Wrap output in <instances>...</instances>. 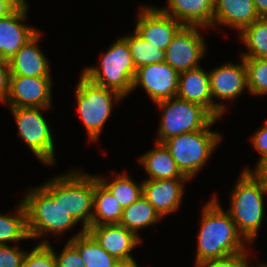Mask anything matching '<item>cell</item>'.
Listing matches in <instances>:
<instances>
[{
    "instance_id": "6da1fadb",
    "label": "cell",
    "mask_w": 267,
    "mask_h": 267,
    "mask_svg": "<svg viewBox=\"0 0 267 267\" xmlns=\"http://www.w3.org/2000/svg\"><path fill=\"white\" fill-rule=\"evenodd\" d=\"M25 194L21 201L26 209L31 240L39 238V244H49V234L61 236L77 226L78 222L62 206V174L28 188Z\"/></svg>"
},
{
    "instance_id": "7a4b0ae2",
    "label": "cell",
    "mask_w": 267,
    "mask_h": 267,
    "mask_svg": "<svg viewBox=\"0 0 267 267\" xmlns=\"http://www.w3.org/2000/svg\"><path fill=\"white\" fill-rule=\"evenodd\" d=\"M213 196L201 209L195 262L250 251V244L238 232L235 222L222 208V204L220 205L219 196Z\"/></svg>"
},
{
    "instance_id": "3957f363",
    "label": "cell",
    "mask_w": 267,
    "mask_h": 267,
    "mask_svg": "<svg viewBox=\"0 0 267 267\" xmlns=\"http://www.w3.org/2000/svg\"><path fill=\"white\" fill-rule=\"evenodd\" d=\"M234 184L227 212L238 232L253 245L265 217L267 181L259 171L242 170Z\"/></svg>"
},
{
    "instance_id": "277c9868",
    "label": "cell",
    "mask_w": 267,
    "mask_h": 267,
    "mask_svg": "<svg viewBox=\"0 0 267 267\" xmlns=\"http://www.w3.org/2000/svg\"><path fill=\"white\" fill-rule=\"evenodd\" d=\"M115 40L101 54L97 66H86L81 74L95 85L114 89L126 98L132 92L136 67L128 40L124 36Z\"/></svg>"
},
{
    "instance_id": "5b68a950",
    "label": "cell",
    "mask_w": 267,
    "mask_h": 267,
    "mask_svg": "<svg viewBox=\"0 0 267 267\" xmlns=\"http://www.w3.org/2000/svg\"><path fill=\"white\" fill-rule=\"evenodd\" d=\"M77 112L85 127L88 141H97L113 112V105L125 97L114 89L104 88L92 83L83 74L75 85Z\"/></svg>"
},
{
    "instance_id": "8992f818",
    "label": "cell",
    "mask_w": 267,
    "mask_h": 267,
    "mask_svg": "<svg viewBox=\"0 0 267 267\" xmlns=\"http://www.w3.org/2000/svg\"><path fill=\"white\" fill-rule=\"evenodd\" d=\"M216 121L205 129L184 133L162 142L177 167L190 180L210 161L211 155L223 140L220 132L211 130Z\"/></svg>"
},
{
    "instance_id": "52a82bcc",
    "label": "cell",
    "mask_w": 267,
    "mask_h": 267,
    "mask_svg": "<svg viewBox=\"0 0 267 267\" xmlns=\"http://www.w3.org/2000/svg\"><path fill=\"white\" fill-rule=\"evenodd\" d=\"M155 104L161 111L156 132L157 143L184 133L205 129L214 123V120H219L203 106L177 96Z\"/></svg>"
},
{
    "instance_id": "ba28073f",
    "label": "cell",
    "mask_w": 267,
    "mask_h": 267,
    "mask_svg": "<svg viewBox=\"0 0 267 267\" xmlns=\"http://www.w3.org/2000/svg\"><path fill=\"white\" fill-rule=\"evenodd\" d=\"M17 126V134L21 141L33 152L37 160L44 165H55V136L52 126L45 116L44 110L50 108H8ZM52 129V130H51Z\"/></svg>"
},
{
    "instance_id": "9c48e42d",
    "label": "cell",
    "mask_w": 267,
    "mask_h": 267,
    "mask_svg": "<svg viewBox=\"0 0 267 267\" xmlns=\"http://www.w3.org/2000/svg\"><path fill=\"white\" fill-rule=\"evenodd\" d=\"M94 203V174L71 169L62 174V206L87 231Z\"/></svg>"
},
{
    "instance_id": "30bf717a",
    "label": "cell",
    "mask_w": 267,
    "mask_h": 267,
    "mask_svg": "<svg viewBox=\"0 0 267 267\" xmlns=\"http://www.w3.org/2000/svg\"><path fill=\"white\" fill-rule=\"evenodd\" d=\"M241 62L225 63L210 70V92L212 96V115L216 119L225 116L227 106L223 102H234L244 90L248 92L247 72L244 58L239 57ZM218 100V102L216 100ZM223 102H222V101Z\"/></svg>"
},
{
    "instance_id": "8fae6325",
    "label": "cell",
    "mask_w": 267,
    "mask_h": 267,
    "mask_svg": "<svg viewBox=\"0 0 267 267\" xmlns=\"http://www.w3.org/2000/svg\"><path fill=\"white\" fill-rule=\"evenodd\" d=\"M201 29V30H200ZM198 26H183L165 50V62L178 73L200 67L206 56L207 45L202 30Z\"/></svg>"
},
{
    "instance_id": "7c38bea8",
    "label": "cell",
    "mask_w": 267,
    "mask_h": 267,
    "mask_svg": "<svg viewBox=\"0 0 267 267\" xmlns=\"http://www.w3.org/2000/svg\"><path fill=\"white\" fill-rule=\"evenodd\" d=\"M53 76L10 75L8 108L52 107Z\"/></svg>"
},
{
    "instance_id": "4fadbf2b",
    "label": "cell",
    "mask_w": 267,
    "mask_h": 267,
    "mask_svg": "<svg viewBox=\"0 0 267 267\" xmlns=\"http://www.w3.org/2000/svg\"><path fill=\"white\" fill-rule=\"evenodd\" d=\"M179 73L168 63H152L136 69L132 92L141 87L152 102L168 100L177 96Z\"/></svg>"
},
{
    "instance_id": "5bb4252c",
    "label": "cell",
    "mask_w": 267,
    "mask_h": 267,
    "mask_svg": "<svg viewBox=\"0 0 267 267\" xmlns=\"http://www.w3.org/2000/svg\"><path fill=\"white\" fill-rule=\"evenodd\" d=\"M138 10L134 31L153 46L166 50L183 25L152 4Z\"/></svg>"
},
{
    "instance_id": "9a60e30c",
    "label": "cell",
    "mask_w": 267,
    "mask_h": 267,
    "mask_svg": "<svg viewBox=\"0 0 267 267\" xmlns=\"http://www.w3.org/2000/svg\"><path fill=\"white\" fill-rule=\"evenodd\" d=\"M29 4L25 0L12 14L0 19V59L9 60L40 30L24 24Z\"/></svg>"
},
{
    "instance_id": "2e32d148",
    "label": "cell",
    "mask_w": 267,
    "mask_h": 267,
    "mask_svg": "<svg viewBox=\"0 0 267 267\" xmlns=\"http://www.w3.org/2000/svg\"><path fill=\"white\" fill-rule=\"evenodd\" d=\"M87 231L118 261H133L131 253L143 240L120 224L91 225Z\"/></svg>"
},
{
    "instance_id": "e0dca14e",
    "label": "cell",
    "mask_w": 267,
    "mask_h": 267,
    "mask_svg": "<svg viewBox=\"0 0 267 267\" xmlns=\"http://www.w3.org/2000/svg\"><path fill=\"white\" fill-rule=\"evenodd\" d=\"M189 178L166 180H143L142 195L153 205L159 215L165 219L170 213L177 212L183 202L184 185Z\"/></svg>"
},
{
    "instance_id": "ac0fdd59",
    "label": "cell",
    "mask_w": 267,
    "mask_h": 267,
    "mask_svg": "<svg viewBox=\"0 0 267 267\" xmlns=\"http://www.w3.org/2000/svg\"><path fill=\"white\" fill-rule=\"evenodd\" d=\"M41 30L9 59L10 75L26 77L51 76L49 58L39 47Z\"/></svg>"
},
{
    "instance_id": "d6986e66",
    "label": "cell",
    "mask_w": 267,
    "mask_h": 267,
    "mask_svg": "<svg viewBox=\"0 0 267 267\" xmlns=\"http://www.w3.org/2000/svg\"><path fill=\"white\" fill-rule=\"evenodd\" d=\"M259 18L253 0H214L213 29L229 27L240 34Z\"/></svg>"
},
{
    "instance_id": "ffe728a7",
    "label": "cell",
    "mask_w": 267,
    "mask_h": 267,
    "mask_svg": "<svg viewBox=\"0 0 267 267\" xmlns=\"http://www.w3.org/2000/svg\"><path fill=\"white\" fill-rule=\"evenodd\" d=\"M167 6L157 7L183 26L213 29L214 0H166Z\"/></svg>"
},
{
    "instance_id": "44dd1931",
    "label": "cell",
    "mask_w": 267,
    "mask_h": 267,
    "mask_svg": "<svg viewBox=\"0 0 267 267\" xmlns=\"http://www.w3.org/2000/svg\"><path fill=\"white\" fill-rule=\"evenodd\" d=\"M177 97L199 104L212 114L209 71L200 66L179 73Z\"/></svg>"
},
{
    "instance_id": "7402d4cb",
    "label": "cell",
    "mask_w": 267,
    "mask_h": 267,
    "mask_svg": "<svg viewBox=\"0 0 267 267\" xmlns=\"http://www.w3.org/2000/svg\"><path fill=\"white\" fill-rule=\"evenodd\" d=\"M137 162L148 175V178L144 180L188 178L177 167L176 162L162 143L155 142V147L140 155Z\"/></svg>"
},
{
    "instance_id": "603a6c76",
    "label": "cell",
    "mask_w": 267,
    "mask_h": 267,
    "mask_svg": "<svg viewBox=\"0 0 267 267\" xmlns=\"http://www.w3.org/2000/svg\"><path fill=\"white\" fill-rule=\"evenodd\" d=\"M67 240L78 249L84 267H115L120 262L104 250L83 228Z\"/></svg>"
},
{
    "instance_id": "cb8c5ba5",
    "label": "cell",
    "mask_w": 267,
    "mask_h": 267,
    "mask_svg": "<svg viewBox=\"0 0 267 267\" xmlns=\"http://www.w3.org/2000/svg\"><path fill=\"white\" fill-rule=\"evenodd\" d=\"M123 207L94 174V203L91 225L119 224Z\"/></svg>"
},
{
    "instance_id": "d4e9b609",
    "label": "cell",
    "mask_w": 267,
    "mask_h": 267,
    "mask_svg": "<svg viewBox=\"0 0 267 267\" xmlns=\"http://www.w3.org/2000/svg\"><path fill=\"white\" fill-rule=\"evenodd\" d=\"M163 218L153 205L142 195L130 206L123 208L120 225L135 233L143 240L140 230L159 223Z\"/></svg>"
},
{
    "instance_id": "484cf974",
    "label": "cell",
    "mask_w": 267,
    "mask_h": 267,
    "mask_svg": "<svg viewBox=\"0 0 267 267\" xmlns=\"http://www.w3.org/2000/svg\"><path fill=\"white\" fill-rule=\"evenodd\" d=\"M113 176L112 179V177L109 178L99 174L96 175V178L111 192L123 208L130 206L142 196L143 181L138 184L125 171Z\"/></svg>"
},
{
    "instance_id": "4316f807",
    "label": "cell",
    "mask_w": 267,
    "mask_h": 267,
    "mask_svg": "<svg viewBox=\"0 0 267 267\" xmlns=\"http://www.w3.org/2000/svg\"><path fill=\"white\" fill-rule=\"evenodd\" d=\"M15 209V213L7 215L0 213V244L16 245L24 240H30L27 228V213L22 201Z\"/></svg>"
},
{
    "instance_id": "83f0119b",
    "label": "cell",
    "mask_w": 267,
    "mask_h": 267,
    "mask_svg": "<svg viewBox=\"0 0 267 267\" xmlns=\"http://www.w3.org/2000/svg\"><path fill=\"white\" fill-rule=\"evenodd\" d=\"M238 35L247 49L240 57L267 58V17L254 21Z\"/></svg>"
},
{
    "instance_id": "f1b7e54d",
    "label": "cell",
    "mask_w": 267,
    "mask_h": 267,
    "mask_svg": "<svg viewBox=\"0 0 267 267\" xmlns=\"http://www.w3.org/2000/svg\"><path fill=\"white\" fill-rule=\"evenodd\" d=\"M124 37L128 40L136 69L147 64L165 62V50L153 46L135 31Z\"/></svg>"
},
{
    "instance_id": "f546056e",
    "label": "cell",
    "mask_w": 267,
    "mask_h": 267,
    "mask_svg": "<svg viewBox=\"0 0 267 267\" xmlns=\"http://www.w3.org/2000/svg\"><path fill=\"white\" fill-rule=\"evenodd\" d=\"M248 93L252 96L267 95V58H244Z\"/></svg>"
},
{
    "instance_id": "4dcf8cb0",
    "label": "cell",
    "mask_w": 267,
    "mask_h": 267,
    "mask_svg": "<svg viewBox=\"0 0 267 267\" xmlns=\"http://www.w3.org/2000/svg\"><path fill=\"white\" fill-rule=\"evenodd\" d=\"M22 267H57L54 250L48 244H39L27 251Z\"/></svg>"
},
{
    "instance_id": "1f68e13d",
    "label": "cell",
    "mask_w": 267,
    "mask_h": 267,
    "mask_svg": "<svg viewBox=\"0 0 267 267\" xmlns=\"http://www.w3.org/2000/svg\"><path fill=\"white\" fill-rule=\"evenodd\" d=\"M250 253L251 251H244L223 258L194 262L193 267H257L254 260H251ZM249 260H251L253 264Z\"/></svg>"
},
{
    "instance_id": "d6a6232c",
    "label": "cell",
    "mask_w": 267,
    "mask_h": 267,
    "mask_svg": "<svg viewBox=\"0 0 267 267\" xmlns=\"http://www.w3.org/2000/svg\"><path fill=\"white\" fill-rule=\"evenodd\" d=\"M250 141L256 152L260 154V157L253 169L250 166H246L245 168L243 167V170L258 171L267 163V121L251 135Z\"/></svg>"
},
{
    "instance_id": "836d02e7",
    "label": "cell",
    "mask_w": 267,
    "mask_h": 267,
    "mask_svg": "<svg viewBox=\"0 0 267 267\" xmlns=\"http://www.w3.org/2000/svg\"><path fill=\"white\" fill-rule=\"evenodd\" d=\"M61 252H56L51 242L48 244L53 250L57 261V267H84L78 249L70 242L65 243Z\"/></svg>"
},
{
    "instance_id": "e575fe53",
    "label": "cell",
    "mask_w": 267,
    "mask_h": 267,
    "mask_svg": "<svg viewBox=\"0 0 267 267\" xmlns=\"http://www.w3.org/2000/svg\"><path fill=\"white\" fill-rule=\"evenodd\" d=\"M27 250H21L20 244H0V267H22Z\"/></svg>"
},
{
    "instance_id": "d590c367",
    "label": "cell",
    "mask_w": 267,
    "mask_h": 267,
    "mask_svg": "<svg viewBox=\"0 0 267 267\" xmlns=\"http://www.w3.org/2000/svg\"><path fill=\"white\" fill-rule=\"evenodd\" d=\"M10 66L9 61L0 59V102L6 104L9 95Z\"/></svg>"
},
{
    "instance_id": "8d00e7d4",
    "label": "cell",
    "mask_w": 267,
    "mask_h": 267,
    "mask_svg": "<svg viewBox=\"0 0 267 267\" xmlns=\"http://www.w3.org/2000/svg\"><path fill=\"white\" fill-rule=\"evenodd\" d=\"M25 0H0V19L12 14Z\"/></svg>"
},
{
    "instance_id": "74e56055",
    "label": "cell",
    "mask_w": 267,
    "mask_h": 267,
    "mask_svg": "<svg viewBox=\"0 0 267 267\" xmlns=\"http://www.w3.org/2000/svg\"><path fill=\"white\" fill-rule=\"evenodd\" d=\"M257 13L260 17H267V0H253Z\"/></svg>"
},
{
    "instance_id": "f35d334b",
    "label": "cell",
    "mask_w": 267,
    "mask_h": 267,
    "mask_svg": "<svg viewBox=\"0 0 267 267\" xmlns=\"http://www.w3.org/2000/svg\"><path fill=\"white\" fill-rule=\"evenodd\" d=\"M115 267H141V266H138L136 260H133V261H120Z\"/></svg>"
},
{
    "instance_id": "ab89813d",
    "label": "cell",
    "mask_w": 267,
    "mask_h": 267,
    "mask_svg": "<svg viewBox=\"0 0 267 267\" xmlns=\"http://www.w3.org/2000/svg\"><path fill=\"white\" fill-rule=\"evenodd\" d=\"M258 171L265 177V179L267 181V163Z\"/></svg>"
},
{
    "instance_id": "60d3db41",
    "label": "cell",
    "mask_w": 267,
    "mask_h": 267,
    "mask_svg": "<svg viewBox=\"0 0 267 267\" xmlns=\"http://www.w3.org/2000/svg\"><path fill=\"white\" fill-rule=\"evenodd\" d=\"M257 267H267V263H263V262H258Z\"/></svg>"
}]
</instances>
